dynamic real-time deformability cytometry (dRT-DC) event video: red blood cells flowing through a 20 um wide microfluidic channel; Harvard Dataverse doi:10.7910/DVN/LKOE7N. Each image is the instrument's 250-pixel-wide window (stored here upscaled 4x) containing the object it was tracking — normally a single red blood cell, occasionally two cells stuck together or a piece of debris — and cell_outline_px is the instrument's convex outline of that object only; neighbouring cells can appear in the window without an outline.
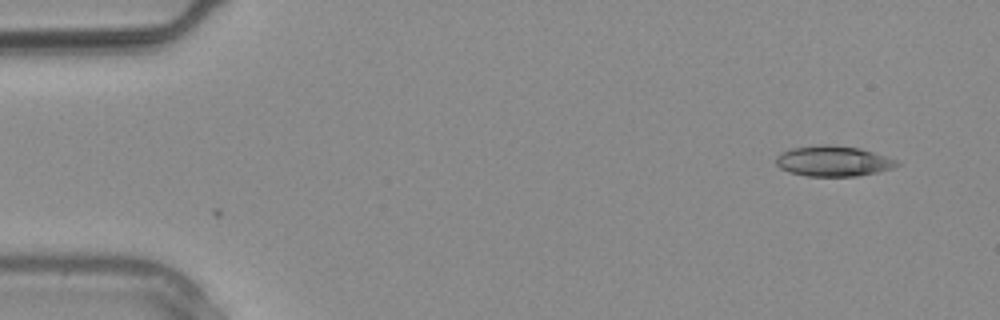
{"species": "common noctule bat (a hibernating species)", "species_latin": "Nyctalus noctula", "temperature_condition": "warm", "stored_images_in_passage": 3, "camera_frame_rate_fps": 3000, "um_per_image_px": 0.085, "animal": {"sex": "male", "body_mass_g": 20.4}, "frame": {"image": 1, "passage_image": 1, "time_ms": 0.0, "image_size_px": [1000, 320], "cell_outline_px": [[900, 164], [892, 168], [876, 172], [856, 176], [804, 176], [788, 172], [780, 168], [776, 164], [776, 156], [780, 152], [788, 148], [820, 144], [828, 144], [860, 148], [896, 160]], "centroid_in_image_um": [70.74, 13.68], "position_along_channel_um": 14.3, "area_um2": 21.56}}
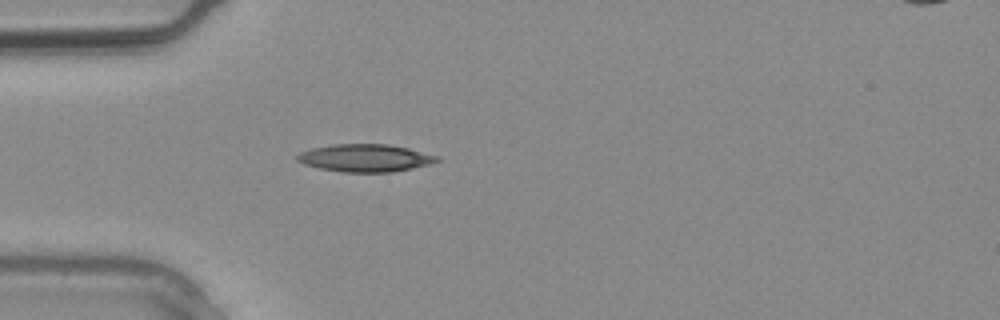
{"frame": {"image": 2, "passage_image": 3, "time_ms": 0.667, "image_size_px": [1000, 320], "cell_outline_px": [[440, 160], [432, 164], [392, 172], [340, 172], [320, 168], [304, 164], [296, 160], [296, 156], [300, 152], [312, 148], [332, 144], [388, 144], [408, 148], [440, 156]], "centroid_in_image_um": [31.06, 13.43], "position_along_channel_um": 53.9, "area_um2": 22.6}}